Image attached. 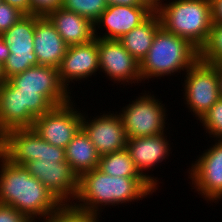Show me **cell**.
Here are the masks:
<instances>
[{
	"label": "cell",
	"instance_id": "obj_34",
	"mask_svg": "<svg viewBox=\"0 0 222 222\" xmlns=\"http://www.w3.org/2000/svg\"><path fill=\"white\" fill-rule=\"evenodd\" d=\"M108 5H126V6H146L139 2V0H106Z\"/></svg>",
	"mask_w": 222,
	"mask_h": 222
},
{
	"label": "cell",
	"instance_id": "obj_32",
	"mask_svg": "<svg viewBox=\"0 0 222 222\" xmlns=\"http://www.w3.org/2000/svg\"><path fill=\"white\" fill-rule=\"evenodd\" d=\"M213 23H222V0H210Z\"/></svg>",
	"mask_w": 222,
	"mask_h": 222
},
{
	"label": "cell",
	"instance_id": "obj_9",
	"mask_svg": "<svg viewBox=\"0 0 222 222\" xmlns=\"http://www.w3.org/2000/svg\"><path fill=\"white\" fill-rule=\"evenodd\" d=\"M184 97L197 120L220 98L216 64L207 63L200 58L185 71Z\"/></svg>",
	"mask_w": 222,
	"mask_h": 222
},
{
	"label": "cell",
	"instance_id": "obj_12",
	"mask_svg": "<svg viewBox=\"0 0 222 222\" xmlns=\"http://www.w3.org/2000/svg\"><path fill=\"white\" fill-rule=\"evenodd\" d=\"M214 141L191 165L188 178L203 199L218 202L222 198V139Z\"/></svg>",
	"mask_w": 222,
	"mask_h": 222
},
{
	"label": "cell",
	"instance_id": "obj_26",
	"mask_svg": "<svg viewBox=\"0 0 222 222\" xmlns=\"http://www.w3.org/2000/svg\"><path fill=\"white\" fill-rule=\"evenodd\" d=\"M200 59L207 63H222V23H213L206 44L200 49Z\"/></svg>",
	"mask_w": 222,
	"mask_h": 222
},
{
	"label": "cell",
	"instance_id": "obj_37",
	"mask_svg": "<svg viewBox=\"0 0 222 222\" xmlns=\"http://www.w3.org/2000/svg\"><path fill=\"white\" fill-rule=\"evenodd\" d=\"M5 82V78L2 72V66L0 65V85Z\"/></svg>",
	"mask_w": 222,
	"mask_h": 222
},
{
	"label": "cell",
	"instance_id": "obj_2",
	"mask_svg": "<svg viewBox=\"0 0 222 222\" xmlns=\"http://www.w3.org/2000/svg\"><path fill=\"white\" fill-rule=\"evenodd\" d=\"M154 190L143 177L111 176L96 168L84 172L79 177V190L75 199L77 201L73 203L79 208L99 215L102 206H117L142 200L143 197L152 195Z\"/></svg>",
	"mask_w": 222,
	"mask_h": 222
},
{
	"label": "cell",
	"instance_id": "obj_14",
	"mask_svg": "<svg viewBox=\"0 0 222 222\" xmlns=\"http://www.w3.org/2000/svg\"><path fill=\"white\" fill-rule=\"evenodd\" d=\"M100 71L113 83L121 82L128 85L140 83V62L136 60L119 42L98 38ZM139 81V82H138Z\"/></svg>",
	"mask_w": 222,
	"mask_h": 222
},
{
	"label": "cell",
	"instance_id": "obj_16",
	"mask_svg": "<svg viewBox=\"0 0 222 222\" xmlns=\"http://www.w3.org/2000/svg\"><path fill=\"white\" fill-rule=\"evenodd\" d=\"M99 69L98 38H94L84 44L69 45L58 73L61 83L70 91V81L91 78Z\"/></svg>",
	"mask_w": 222,
	"mask_h": 222
},
{
	"label": "cell",
	"instance_id": "obj_24",
	"mask_svg": "<svg viewBox=\"0 0 222 222\" xmlns=\"http://www.w3.org/2000/svg\"><path fill=\"white\" fill-rule=\"evenodd\" d=\"M97 214L77 207L73 200L70 203H61L53 212L47 215L42 222H98Z\"/></svg>",
	"mask_w": 222,
	"mask_h": 222
},
{
	"label": "cell",
	"instance_id": "obj_4",
	"mask_svg": "<svg viewBox=\"0 0 222 222\" xmlns=\"http://www.w3.org/2000/svg\"><path fill=\"white\" fill-rule=\"evenodd\" d=\"M162 27L189 40L199 50L208 41L212 28L210 0H173L157 11Z\"/></svg>",
	"mask_w": 222,
	"mask_h": 222
},
{
	"label": "cell",
	"instance_id": "obj_35",
	"mask_svg": "<svg viewBox=\"0 0 222 222\" xmlns=\"http://www.w3.org/2000/svg\"><path fill=\"white\" fill-rule=\"evenodd\" d=\"M162 0H139L143 5H146L152 12H157L162 6Z\"/></svg>",
	"mask_w": 222,
	"mask_h": 222
},
{
	"label": "cell",
	"instance_id": "obj_30",
	"mask_svg": "<svg viewBox=\"0 0 222 222\" xmlns=\"http://www.w3.org/2000/svg\"><path fill=\"white\" fill-rule=\"evenodd\" d=\"M0 222H31L24 214L15 208L0 204Z\"/></svg>",
	"mask_w": 222,
	"mask_h": 222
},
{
	"label": "cell",
	"instance_id": "obj_29",
	"mask_svg": "<svg viewBox=\"0 0 222 222\" xmlns=\"http://www.w3.org/2000/svg\"><path fill=\"white\" fill-rule=\"evenodd\" d=\"M32 14L46 16L49 12L61 7L62 0H30Z\"/></svg>",
	"mask_w": 222,
	"mask_h": 222
},
{
	"label": "cell",
	"instance_id": "obj_27",
	"mask_svg": "<svg viewBox=\"0 0 222 222\" xmlns=\"http://www.w3.org/2000/svg\"><path fill=\"white\" fill-rule=\"evenodd\" d=\"M209 135L222 139V98H219L199 120Z\"/></svg>",
	"mask_w": 222,
	"mask_h": 222
},
{
	"label": "cell",
	"instance_id": "obj_17",
	"mask_svg": "<svg viewBox=\"0 0 222 222\" xmlns=\"http://www.w3.org/2000/svg\"><path fill=\"white\" fill-rule=\"evenodd\" d=\"M152 13L147 6L108 5L93 23L94 37L118 40L124 34L139 26ZM100 26L105 27L107 33L104 32L103 35L97 33L96 31L100 30Z\"/></svg>",
	"mask_w": 222,
	"mask_h": 222
},
{
	"label": "cell",
	"instance_id": "obj_19",
	"mask_svg": "<svg viewBox=\"0 0 222 222\" xmlns=\"http://www.w3.org/2000/svg\"><path fill=\"white\" fill-rule=\"evenodd\" d=\"M34 53L38 64L57 68L68 45L46 16L35 15Z\"/></svg>",
	"mask_w": 222,
	"mask_h": 222
},
{
	"label": "cell",
	"instance_id": "obj_10",
	"mask_svg": "<svg viewBox=\"0 0 222 222\" xmlns=\"http://www.w3.org/2000/svg\"><path fill=\"white\" fill-rule=\"evenodd\" d=\"M72 101L54 106L37 117L31 128L46 142L65 149L81 128L82 122V113L73 107Z\"/></svg>",
	"mask_w": 222,
	"mask_h": 222
},
{
	"label": "cell",
	"instance_id": "obj_5",
	"mask_svg": "<svg viewBox=\"0 0 222 222\" xmlns=\"http://www.w3.org/2000/svg\"><path fill=\"white\" fill-rule=\"evenodd\" d=\"M54 105L38 91H19L8 80L0 85V137L12 129L31 128Z\"/></svg>",
	"mask_w": 222,
	"mask_h": 222
},
{
	"label": "cell",
	"instance_id": "obj_1",
	"mask_svg": "<svg viewBox=\"0 0 222 222\" xmlns=\"http://www.w3.org/2000/svg\"><path fill=\"white\" fill-rule=\"evenodd\" d=\"M0 204L12 206L31 222L53 212L61 202L23 165L0 152Z\"/></svg>",
	"mask_w": 222,
	"mask_h": 222
},
{
	"label": "cell",
	"instance_id": "obj_7",
	"mask_svg": "<svg viewBox=\"0 0 222 222\" xmlns=\"http://www.w3.org/2000/svg\"><path fill=\"white\" fill-rule=\"evenodd\" d=\"M139 95L118 114L123 122L127 139L159 135L166 128V108L154 94ZM156 98V99H155ZM166 119V120H165Z\"/></svg>",
	"mask_w": 222,
	"mask_h": 222
},
{
	"label": "cell",
	"instance_id": "obj_22",
	"mask_svg": "<svg viewBox=\"0 0 222 222\" xmlns=\"http://www.w3.org/2000/svg\"><path fill=\"white\" fill-rule=\"evenodd\" d=\"M161 27V19L158 13L153 12L144 22L118 40L140 62L149 52L155 34Z\"/></svg>",
	"mask_w": 222,
	"mask_h": 222
},
{
	"label": "cell",
	"instance_id": "obj_28",
	"mask_svg": "<svg viewBox=\"0 0 222 222\" xmlns=\"http://www.w3.org/2000/svg\"><path fill=\"white\" fill-rule=\"evenodd\" d=\"M24 14L8 3L0 2V35L14 25Z\"/></svg>",
	"mask_w": 222,
	"mask_h": 222
},
{
	"label": "cell",
	"instance_id": "obj_33",
	"mask_svg": "<svg viewBox=\"0 0 222 222\" xmlns=\"http://www.w3.org/2000/svg\"><path fill=\"white\" fill-rule=\"evenodd\" d=\"M10 55L9 47L8 45L3 41L2 37L0 36V65L3 66V64L6 62Z\"/></svg>",
	"mask_w": 222,
	"mask_h": 222
},
{
	"label": "cell",
	"instance_id": "obj_23",
	"mask_svg": "<svg viewBox=\"0 0 222 222\" xmlns=\"http://www.w3.org/2000/svg\"><path fill=\"white\" fill-rule=\"evenodd\" d=\"M98 169L111 176L142 177L126 148L100 156Z\"/></svg>",
	"mask_w": 222,
	"mask_h": 222
},
{
	"label": "cell",
	"instance_id": "obj_31",
	"mask_svg": "<svg viewBox=\"0 0 222 222\" xmlns=\"http://www.w3.org/2000/svg\"><path fill=\"white\" fill-rule=\"evenodd\" d=\"M2 2L8 3L12 7L17 8L24 15L32 14V5L30 0H2Z\"/></svg>",
	"mask_w": 222,
	"mask_h": 222
},
{
	"label": "cell",
	"instance_id": "obj_13",
	"mask_svg": "<svg viewBox=\"0 0 222 222\" xmlns=\"http://www.w3.org/2000/svg\"><path fill=\"white\" fill-rule=\"evenodd\" d=\"M8 81L19 91H38L54 106L69 102V90L61 83L58 69L52 66H33L12 76Z\"/></svg>",
	"mask_w": 222,
	"mask_h": 222
},
{
	"label": "cell",
	"instance_id": "obj_11",
	"mask_svg": "<svg viewBox=\"0 0 222 222\" xmlns=\"http://www.w3.org/2000/svg\"><path fill=\"white\" fill-rule=\"evenodd\" d=\"M24 167L61 203H70V200L76 199L79 177L67 161L36 160L27 162Z\"/></svg>",
	"mask_w": 222,
	"mask_h": 222
},
{
	"label": "cell",
	"instance_id": "obj_25",
	"mask_svg": "<svg viewBox=\"0 0 222 222\" xmlns=\"http://www.w3.org/2000/svg\"><path fill=\"white\" fill-rule=\"evenodd\" d=\"M61 7L94 23L108 7V3L106 0H62Z\"/></svg>",
	"mask_w": 222,
	"mask_h": 222
},
{
	"label": "cell",
	"instance_id": "obj_15",
	"mask_svg": "<svg viewBox=\"0 0 222 222\" xmlns=\"http://www.w3.org/2000/svg\"><path fill=\"white\" fill-rule=\"evenodd\" d=\"M107 113L91 120L82 113L81 128L100 156L125 149L128 140L118 112Z\"/></svg>",
	"mask_w": 222,
	"mask_h": 222
},
{
	"label": "cell",
	"instance_id": "obj_18",
	"mask_svg": "<svg viewBox=\"0 0 222 222\" xmlns=\"http://www.w3.org/2000/svg\"><path fill=\"white\" fill-rule=\"evenodd\" d=\"M166 134L162 133L149 137H134L127 140L126 149L130 153V157L140 175L145 178L155 189L158 188L157 177H151L147 173V169L168 159L171 146ZM146 171V173L144 172ZM157 187V188H156Z\"/></svg>",
	"mask_w": 222,
	"mask_h": 222
},
{
	"label": "cell",
	"instance_id": "obj_21",
	"mask_svg": "<svg viewBox=\"0 0 222 222\" xmlns=\"http://www.w3.org/2000/svg\"><path fill=\"white\" fill-rule=\"evenodd\" d=\"M65 157L78 177L99 166L100 155L82 128L65 147Z\"/></svg>",
	"mask_w": 222,
	"mask_h": 222
},
{
	"label": "cell",
	"instance_id": "obj_6",
	"mask_svg": "<svg viewBox=\"0 0 222 222\" xmlns=\"http://www.w3.org/2000/svg\"><path fill=\"white\" fill-rule=\"evenodd\" d=\"M0 152L11 163L23 166L36 160L66 161L64 148L46 142L32 128L7 131L0 137Z\"/></svg>",
	"mask_w": 222,
	"mask_h": 222
},
{
	"label": "cell",
	"instance_id": "obj_8",
	"mask_svg": "<svg viewBox=\"0 0 222 222\" xmlns=\"http://www.w3.org/2000/svg\"><path fill=\"white\" fill-rule=\"evenodd\" d=\"M35 14L24 15L0 36L8 45L10 55L2 66L5 80L38 66L34 53Z\"/></svg>",
	"mask_w": 222,
	"mask_h": 222
},
{
	"label": "cell",
	"instance_id": "obj_3",
	"mask_svg": "<svg viewBox=\"0 0 222 222\" xmlns=\"http://www.w3.org/2000/svg\"><path fill=\"white\" fill-rule=\"evenodd\" d=\"M200 58V50L189 40L161 27L147 55L140 61L141 80L187 71Z\"/></svg>",
	"mask_w": 222,
	"mask_h": 222
},
{
	"label": "cell",
	"instance_id": "obj_20",
	"mask_svg": "<svg viewBox=\"0 0 222 222\" xmlns=\"http://www.w3.org/2000/svg\"><path fill=\"white\" fill-rule=\"evenodd\" d=\"M46 17L68 46L84 44L95 38L94 24L75 12L59 7L49 12Z\"/></svg>",
	"mask_w": 222,
	"mask_h": 222
},
{
	"label": "cell",
	"instance_id": "obj_36",
	"mask_svg": "<svg viewBox=\"0 0 222 222\" xmlns=\"http://www.w3.org/2000/svg\"><path fill=\"white\" fill-rule=\"evenodd\" d=\"M216 71L219 82V96L222 98V63L216 64Z\"/></svg>",
	"mask_w": 222,
	"mask_h": 222
}]
</instances>
